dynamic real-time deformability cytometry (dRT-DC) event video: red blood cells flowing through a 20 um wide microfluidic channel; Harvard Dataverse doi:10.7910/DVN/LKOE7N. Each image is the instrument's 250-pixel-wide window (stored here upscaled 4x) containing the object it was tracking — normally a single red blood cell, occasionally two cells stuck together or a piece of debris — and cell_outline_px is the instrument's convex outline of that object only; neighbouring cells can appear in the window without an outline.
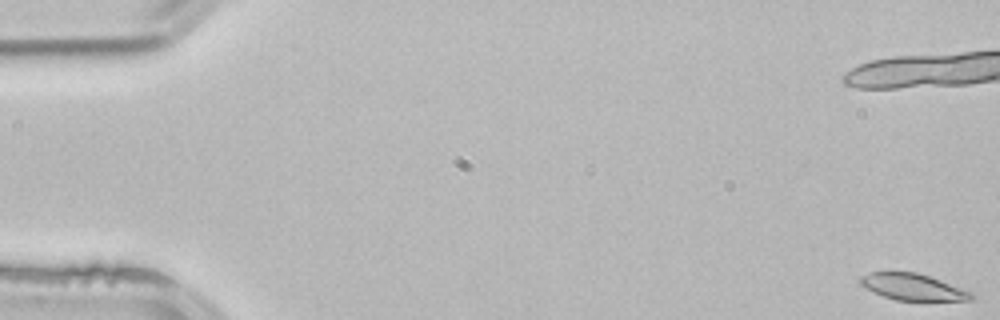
{"species": "common noctule bat (a hibernating species)", "species_latin": "Nyctalus noctula", "temperature_condition": "room temperature", "stored_images_in_passage": 39, "camera_frame_rate_fps": 3000, "um_per_image_px": 0.085, "animal": {"sex": "male", "body_mass_g": 21.5, "forearm_length_mm": 52.0}, "frame": {"image": 1, "passage_image": 1, "time_ms": 0.0, "image_size_px": [1000, 320], "cell_outline_px": [[976, 300], [896, 300], [884, 296], [864, 288], [860, 284], [860, 276], [868, 272], [888, 268], [916, 272], [940, 280], [972, 292], [976, 296]], "centroid_in_image_um": [77.51, 24.34], "position_along_channel_um": 7.5, "area_um2": 17.74}}